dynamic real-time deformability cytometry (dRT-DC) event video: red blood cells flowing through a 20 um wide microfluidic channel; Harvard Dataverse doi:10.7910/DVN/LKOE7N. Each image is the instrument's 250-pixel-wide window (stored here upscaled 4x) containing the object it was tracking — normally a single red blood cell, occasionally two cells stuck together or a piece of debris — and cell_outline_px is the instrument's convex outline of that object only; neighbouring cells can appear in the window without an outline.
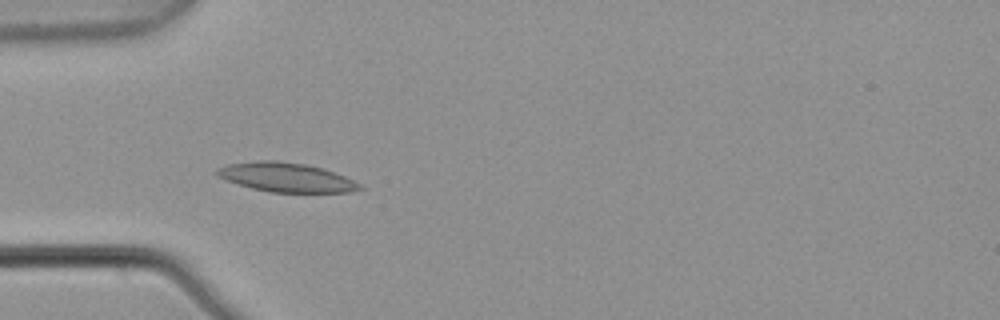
{"species": "common noctule bat (a hibernating species)", "species_latin": "Nyctalus noctula", "temperature_condition": "warm", "stored_images_in_passage": 4, "camera_frame_rate_fps": 3000, "um_per_image_px": 0.085, "animal": {"sex": "male", "body_mass_g": 21.5, "forearm_length_mm": 52.0}, "frame": {"image": 1, "passage_image": 4, "time_ms": 1.0, "image_size_px": [1000, 320], "cell_outline_px": [[364, 188], [352, 192], [268, 192], [252, 188], [224, 180], [216, 176], [212, 172], [216, 168], [228, 164], [256, 160], [276, 160], [304, 164], [324, 168], [344, 176], [360, 184]], "centroid_in_image_um": [24.26, 15.06], "position_along_channel_um": 60.7, "area_um2": 24.51}}